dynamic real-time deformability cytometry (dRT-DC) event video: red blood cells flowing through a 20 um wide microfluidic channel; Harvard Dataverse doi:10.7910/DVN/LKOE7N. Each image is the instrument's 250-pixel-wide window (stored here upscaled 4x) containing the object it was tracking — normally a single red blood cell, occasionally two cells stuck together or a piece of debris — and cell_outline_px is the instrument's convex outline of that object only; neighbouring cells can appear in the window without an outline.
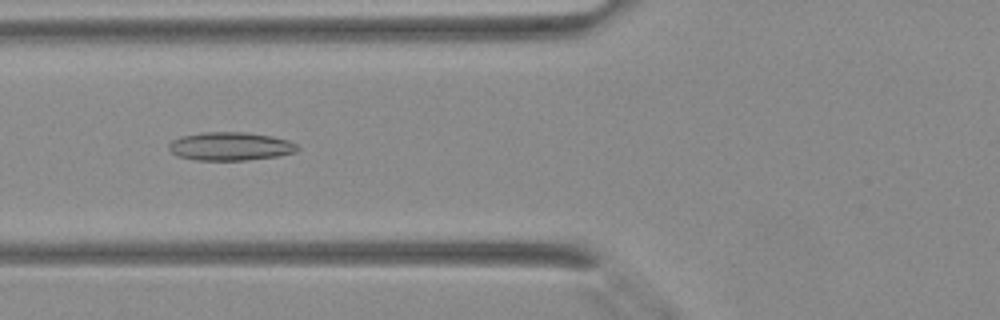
{"species": "Egyptian fruit bat (a non-hibernating species)", "species_latin": "Rousettus aegyptiacus", "temperature_condition": "warm", "stored_images_in_passage": 30, "camera_frame_rate_fps": 3000, "um_per_image_px": 0.085, "animal": {"sex": "female"}, "frame": {"image": 1, "passage_image": 9, "time_ms": 2.667, "image_size_px": [1000, 320], "cell_outline_px": [[300, 148], [296, 152], [280, 156], [244, 160], [196, 160], [180, 156], [172, 152], [168, 148], [168, 144], [172, 140], [180, 136], [200, 132], [244, 132], [272, 136], [288, 140], [296, 144]], "centroid_in_image_um": [19.59, 12.43], "position_along_channel_um": 106.2, "area_um2": 21.33}}
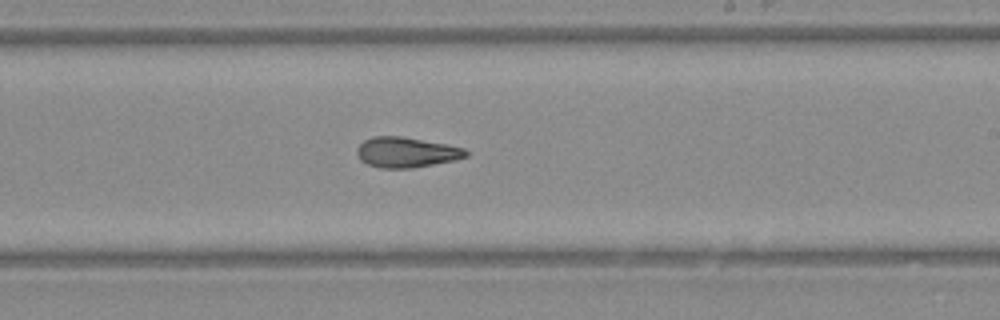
{"frame": {"image": 2, "passage_image": 18, "time_ms": 5.667, "image_size_px": [1000, 320], "cell_outline_px": [[468, 156], [456, 160], [412, 168], [380, 168], [368, 164], [360, 160], [356, 152], [356, 148], [364, 140], [372, 136], [400, 136], [444, 144], [464, 148], [468, 152]], "centroid_in_image_um": [34.51, 12.95], "position_along_channel_um": 254.5, "area_um2": 19.19}}
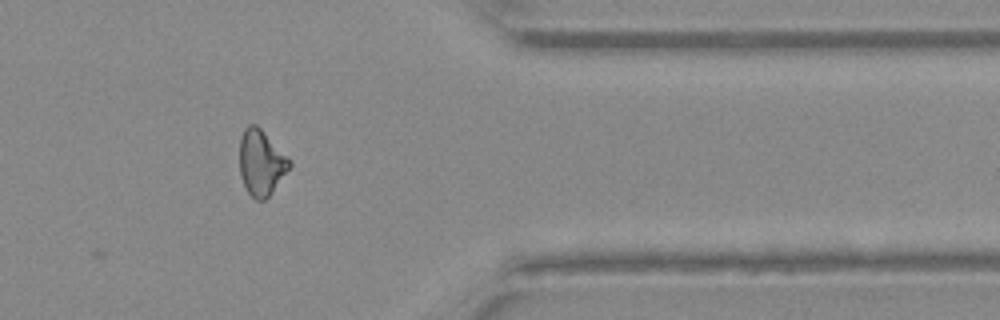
{"frame": {"image": 3, "passage_image": 27, "time_ms": 8.667, "image_size_px": [1000, 320], "cell_outline_px": [[292, 164], [272, 192], [264, 200], [256, 200], [248, 192], [240, 176], [240, 140], [244, 128], [248, 124], [256, 124], [260, 128]], "centroid_in_image_um": [22.16, 13.83], "position_along_channel_um": 389.2, "area_um2": 18.5}}